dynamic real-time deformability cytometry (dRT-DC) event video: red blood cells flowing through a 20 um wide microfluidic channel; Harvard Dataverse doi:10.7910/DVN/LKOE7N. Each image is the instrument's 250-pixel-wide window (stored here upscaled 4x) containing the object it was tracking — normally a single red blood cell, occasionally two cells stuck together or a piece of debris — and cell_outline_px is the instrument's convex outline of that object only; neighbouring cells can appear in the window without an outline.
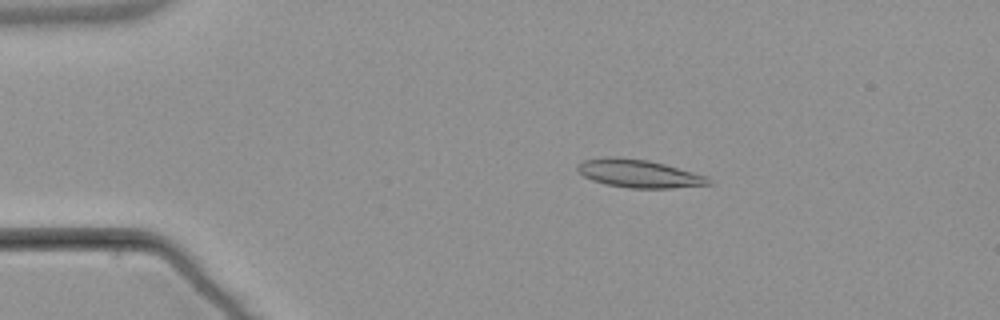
{"species": "common noctule bat (a hibernating species)", "species_latin": "Nyctalus noctula", "temperature_condition": "warm", "stored_images_in_passage": 8, "camera_frame_rate_fps": 3000, "um_per_image_px": 0.085, "animal": {"sex": "male", "body_mass_g": 21.5, "forearm_length_mm": 52.0}, "frame": {"image": 1, "passage_image": 3, "time_ms": 3.333, "image_size_px": [1000, 320], "cell_outline_px": [[716, 184], [672, 188], [628, 188], [604, 184], [592, 180], [584, 176], [576, 168], [576, 164], [584, 160], [604, 156], [612, 156], [648, 160], [664, 164], [708, 176]], "centroid_in_image_um": [54.32, 14.75], "position_along_channel_um": 30.7, "area_um2": 21.68}}
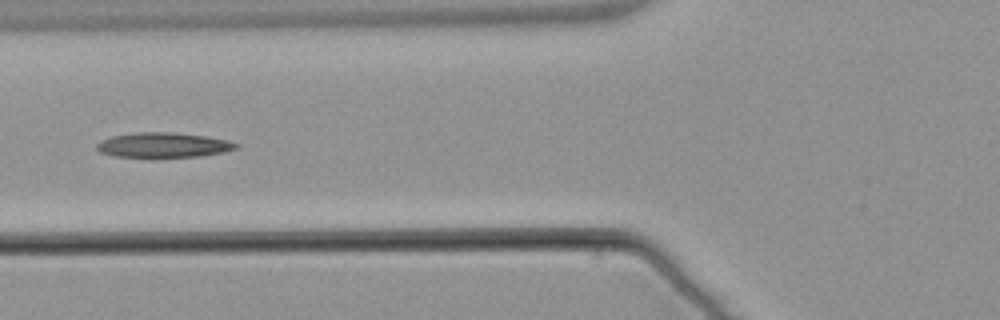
{"frame": {"image": 2, "passage_image": 6, "time_ms": 7.0, "image_size_px": [1000, 320], "cell_outline_px": [[240, 148], [224, 152], [200, 156], [152, 160], [116, 156], [100, 152], [96, 148], [96, 144], [100, 140], [112, 136], [140, 132], [172, 132], [208, 136], [228, 140], [240, 144]], "centroid_in_image_um": [13.9, 12.37], "position_along_channel_um": 111.9, "area_um2": 21.27}}
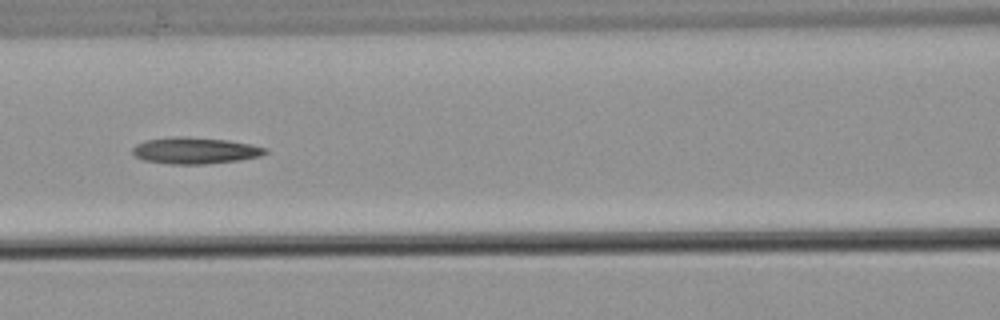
{"frame": {"image": 3, "passage_image": 7, "time_ms": 8.0, "image_size_px": [1000, 320], "cell_outline_px": [[268, 152], [260, 156], [240, 160], [204, 164], [168, 164], [144, 160], [136, 156], [132, 152], [132, 148], [136, 144], [144, 140], [176, 136], [180, 136], [228, 140], [252, 144], [268, 148]], "centroid_in_image_um": [16.59, 12.79], "position_along_channel_um": 150.0, "area_um2": 20.58}}